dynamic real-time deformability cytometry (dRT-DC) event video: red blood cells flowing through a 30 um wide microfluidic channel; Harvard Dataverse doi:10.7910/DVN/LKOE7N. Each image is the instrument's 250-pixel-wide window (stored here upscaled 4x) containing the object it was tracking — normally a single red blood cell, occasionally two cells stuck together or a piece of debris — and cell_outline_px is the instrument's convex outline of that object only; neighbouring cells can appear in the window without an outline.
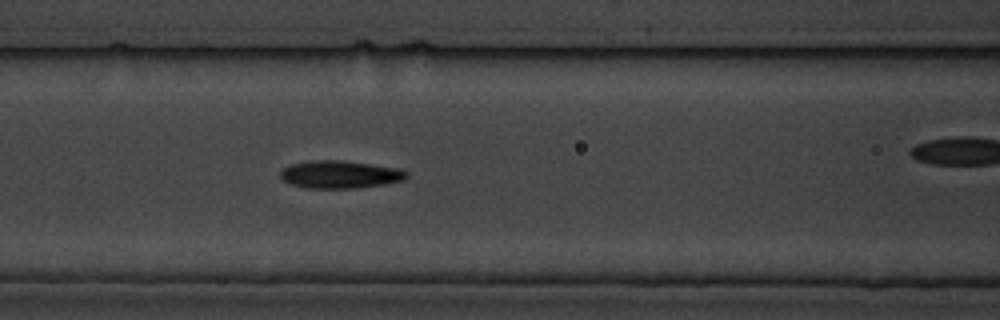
{"species": "common noctule bat (a hibernating species)", "species_latin": "Nyctalus noctula", "temperature_condition": "cold", "stored_images_in_passage": 7, "segment_of_instrument_passage": [1, 2], "camera_frame_rate_fps": 3000, "um_per_image_px": 0.085, "animal": {"sex": "male", "body_mass_g": 19.5, "forearm_length_mm": 54.6}, "frame": {"image": 1, "passage_image": 6, "time_ms": 6.333, "image_size_px": [1000, 320], "cell_outline_px": [[408, 176], [404, 180], [384, 184], [356, 188], [308, 188], [292, 184], [284, 180], [280, 176], [280, 172], [284, 168], [292, 164], [316, 160], [340, 160], [400, 168], [408, 172]], "centroid_in_image_um": [28.94, 14.83], "position_along_channel_um": 137.7, "area_um2": 20.17}}